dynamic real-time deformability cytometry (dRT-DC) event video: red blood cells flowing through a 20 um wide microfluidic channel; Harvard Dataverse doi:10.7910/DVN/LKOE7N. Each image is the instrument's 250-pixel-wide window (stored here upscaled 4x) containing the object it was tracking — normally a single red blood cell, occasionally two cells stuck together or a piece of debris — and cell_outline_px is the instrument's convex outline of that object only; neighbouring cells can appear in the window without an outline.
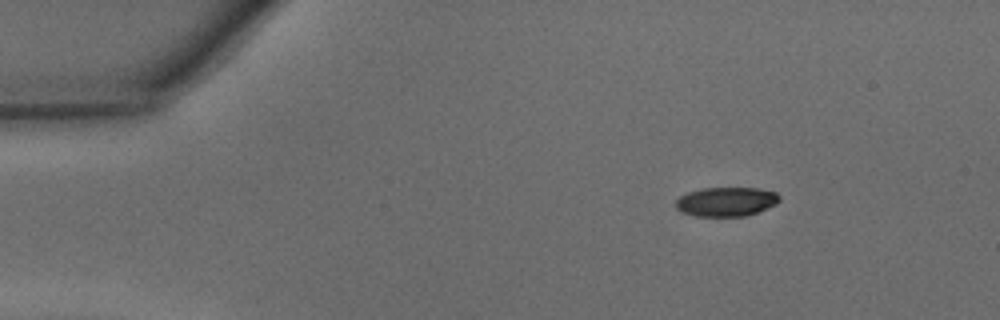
{"species": "common noctule bat (a hibernating species)", "species_latin": "Nyctalus noctula", "temperature_condition": "warm", "stored_images_in_passage": 41, "camera_frame_rate_fps": 3000, "um_per_image_px": 0.085, "animal": {"sex": "male", "body_mass_g": 15.6}, "frame": {"image": 1, "passage_image": 1, "time_ms": 0.0, "image_size_px": [1000, 320], "cell_outline_px": [[780, 200], [776, 204], [756, 212], [744, 216], [696, 216], [680, 212], [676, 208], [676, 200], [680, 196], [688, 192], [704, 188], [756, 188], [776, 192], [780, 196]], "centroid_in_image_um": [61.71, 17.14], "position_along_channel_um": 23.3, "area_um2": 17.57}}
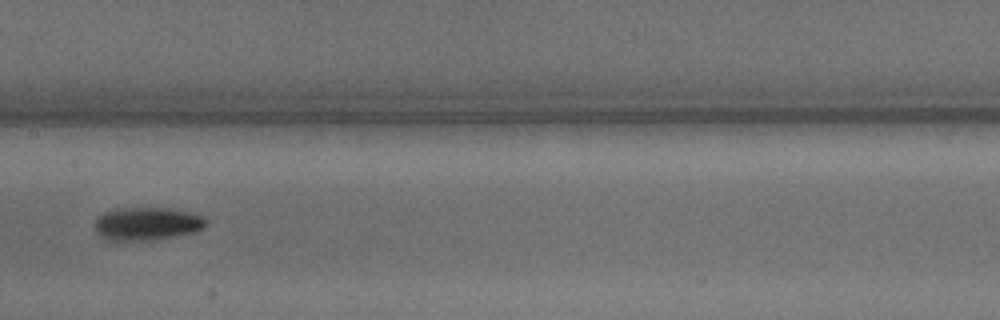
{"frame": {"image": 2, "passage_image": 18, "time_ms": 5.667, "image_size_px": [1000, 320], "cell_outline_px": [[208, 220], [204, 228], [196, 232], [140, 240], [104, 240], [96, 232], [96, 220], [104, 212], [124, 208], [164, 208], [188, 212], [204, 216]], "centroid_in_image_um": [12.51, 19.01], "position_along_channel_um": 194.9, "area_um2": 20.92}}
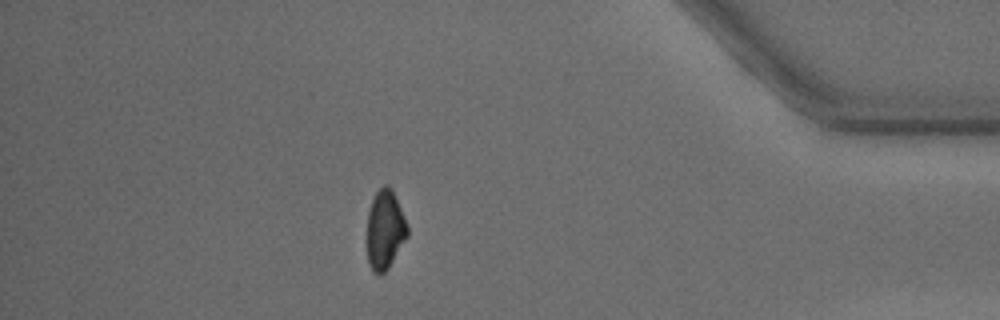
{"frame": {"image": 3, "passage_image": 35, "time_ms": 11.333, "image_size_px": [1000, 320], "cell_outline_px": [[408, 236], [388, 268], [380, 276], [372, 272], [368, 264], [364, 240], [368, 212], [372, 200], [376, 192], [384, 184], [388, 184], [392, 188], [408, 224]], "centroid_in_image_um": [32.68, 19.56], "position_along_channel_um": 402.5, "area_um2": 19.48}, "authors_computed_cell_mechanics": {"area_um2": 19.4786, "velocity_mm_per_s": 4.3724, "shape_relaxation_time_tau1_ms": 3.1756, "shape_relaxation_time_tau2_ms": null, "deformation_change_tau1": 0.1358, "deformation_change_tau2": null}}